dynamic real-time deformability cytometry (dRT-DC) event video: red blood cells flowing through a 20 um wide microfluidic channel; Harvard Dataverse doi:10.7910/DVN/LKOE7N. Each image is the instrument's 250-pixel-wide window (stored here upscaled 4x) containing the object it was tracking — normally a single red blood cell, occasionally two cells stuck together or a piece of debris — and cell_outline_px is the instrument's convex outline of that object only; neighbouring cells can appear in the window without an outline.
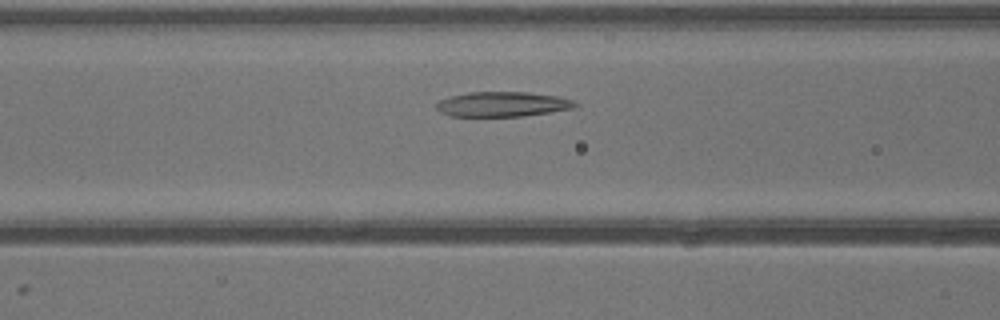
{"species": "common noctule bat (a hibernating species)", "species_latin": "Nyctalus noctula", "temperature_condition": "warm", "stored_images_in_passage": 11, "camera_frame_rate_fps": 3000, "um_per_image_px": 0.085, "animal": {"sex": "male", "body_mass_g": 13.3}, "frame": {"image": 1, "passage_image": 7, "time_ms": 2.0, "image_size_px": [1000, 320], "cell_outline_px": [[576, 108], [524, 116], [448, 116], [440, 112], [436, 108], [436, 104], [440, 100], [452, 96], [468, 92], [528, 92], [556, 96], [572, 100], [576, 104]], "centroid_in_image_um": [42.69, 8.86], "position_along_channel_um": 123.9, "area_um2": 20.06}}
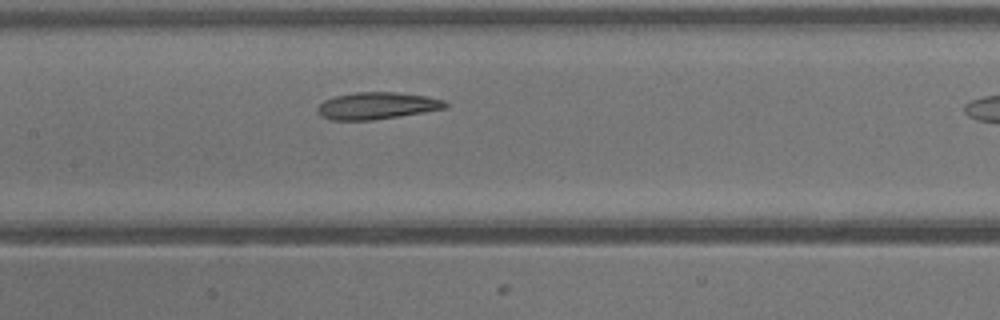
{"frame": {"image": 2, "passage_image": 10, "time_ms": 3.0, "image_size_px": [1000, 320], "cell_outline_px": [[448, 108], [400, 116], [372, 120], [332, 120], [320, 116], [316, 108], [324, 100], [336, 96], [356, 92], [396, 92], [424, 96], [444, 100], [448, 104]], "centroid_in_image_um": [32.04, 8.99], "position_along_channel_um": 175.4, "area_um2": 20.06}}